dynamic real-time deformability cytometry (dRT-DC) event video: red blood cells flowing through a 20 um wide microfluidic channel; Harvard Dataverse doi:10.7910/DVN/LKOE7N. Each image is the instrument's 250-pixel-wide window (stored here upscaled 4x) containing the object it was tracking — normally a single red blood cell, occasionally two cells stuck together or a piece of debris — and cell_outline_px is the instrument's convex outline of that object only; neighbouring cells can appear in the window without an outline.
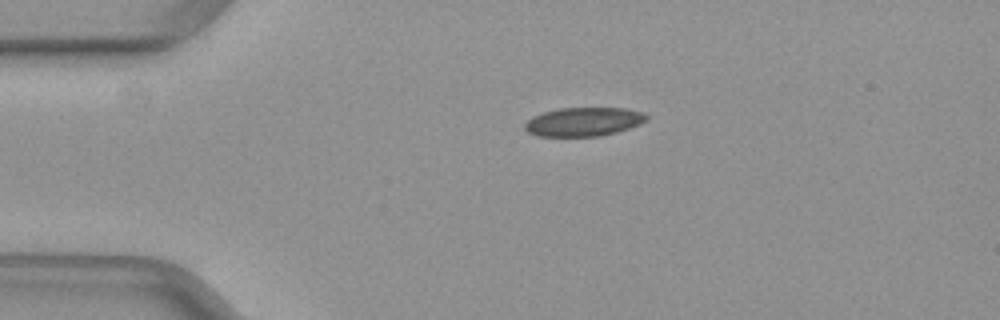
{"species": "common noctule bat (a hibernating species)", "species_latin": "Nyctalus noctula", "temperature_condition": "warm", "stored_images_in_passage": 40, "camera_frame_rate_fps": 3000, "um_per_image_px": 0.085, "animal": {"sex": "female", "body_mass_g": 29.2, "forearm_length_mm": 56.3}, "frame": {"image": 1, "passage_image": 1, "time_ms": 0.0, "image_size_px": [1000, 320], "cell_outline_px": [[648, 120], [640, 124], [616, 132], [600, 136], [536, 136], [528, 132], [524, 128], [524, 124], [532, 116], [544, 112], [560, 108], [624, 108], [640, 112], [648, 116]], "centroid_in_image_um": [49.58, 10.35], "position_along_channel_um": 35.4, "area_um2": 20.35}}